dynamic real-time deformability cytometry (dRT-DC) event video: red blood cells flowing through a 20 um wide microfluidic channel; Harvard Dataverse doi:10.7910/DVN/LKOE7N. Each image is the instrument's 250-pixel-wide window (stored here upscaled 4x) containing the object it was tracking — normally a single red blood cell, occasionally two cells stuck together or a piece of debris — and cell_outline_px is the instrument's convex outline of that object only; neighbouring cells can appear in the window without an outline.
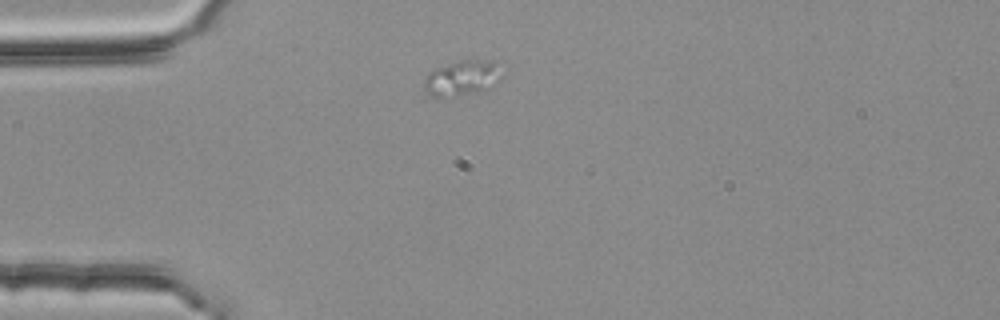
{"species": "common noctule bat (a hibernating species)", "species_latin": "Nyctalus noctula", "temperature_condition": "room temperature", "stored_images_in_passage": 1, "camera_frame_rate_fps": 3000, "um_per_image_px": 0.085, "animal": {"sex": "female", "body_mass_g": 25.1}, "frame": {"image": 1, "passage_image": 1, "time_ms": 0.0, "image_size_px": [1000, 320], "cell_outline_px": [[500, 80], [488, 88], [480, 92], [448, 100], [432, 96], [424, 88], [424, 80], [428, 72], [436, 68], [460, 60], [492, 60]], "centroid_in_image_um": [39.18, 6.7], "position_along_channel_um": 45.8, "area_um2": 16.07}}